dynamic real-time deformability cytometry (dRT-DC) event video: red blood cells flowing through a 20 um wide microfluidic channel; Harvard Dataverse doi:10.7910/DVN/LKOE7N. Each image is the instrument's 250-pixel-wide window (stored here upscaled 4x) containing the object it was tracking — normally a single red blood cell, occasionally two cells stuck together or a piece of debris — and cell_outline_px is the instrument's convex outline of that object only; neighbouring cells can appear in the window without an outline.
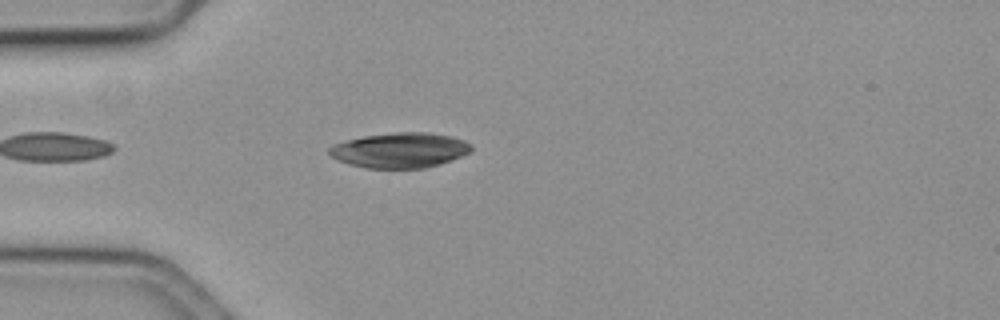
{"species": "common noctule bat (a hibernating species)", "species_latin": "Nyctalus noctula", "temperature_condition": "cold", "stored_images_in_passage": 19, "camera_frame_rate_fps": 3000, "um_per_image_px": 0.085, "animal": {"sex": "female", "body_mass_g": 19.3, "forearm_length_mm": 54.1}, "frame": {"image": 1, "passage_image": 11, "time_ms": 3.333, "image_size_px": [1000, 320], "cell_outline_px": [[452, 156], [444, 160], [424, 164], [392, 168], [352, 144], [356, 140], [380, 136], [424, 136], [440, 140]], "centroid_in_image_um": [34.35, 12.75], "position_along_channel_um": 50.7, "area_um2": 15.95}}